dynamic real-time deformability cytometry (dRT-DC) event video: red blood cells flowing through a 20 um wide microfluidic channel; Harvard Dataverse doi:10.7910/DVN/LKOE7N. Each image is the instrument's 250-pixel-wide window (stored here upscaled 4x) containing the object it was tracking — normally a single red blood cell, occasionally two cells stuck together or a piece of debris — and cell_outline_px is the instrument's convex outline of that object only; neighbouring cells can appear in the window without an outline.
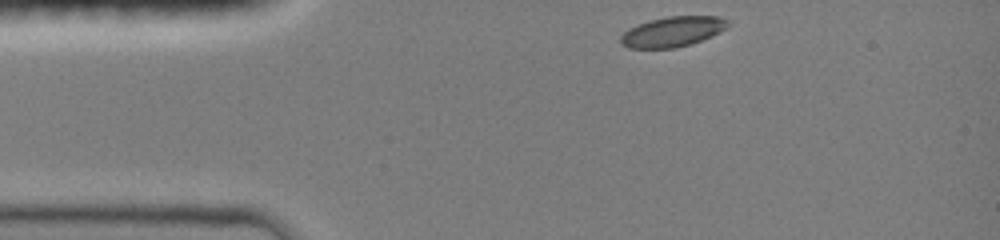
{"species": "common noctule bat (a hibernating species)", "species_latin": "Nyctalus noctula", "temperature_condition": "room temperature", "stored_images_in_passage": 35, "camera_frame_rate_fps": 3000, "um_per_image_px": 0.085, "animal": {"sex": "female", "body_mass_g": 19.0, "forearm_length_mm": 51.5}, "frame": {"image": 1, "passage_image": 1, "time_ms": 0.0, "image_size_px": [1000, 240], "cell_outline_px": [[732, 24], [720, 32], [712, 36], [676, 48], [628, 48], [620, 44], [620, 36], [628, 28], [648, 20], [668, 16], [720, 16], [728, 20]], "centroid_in_image_um": [57.17, 2.68], "position_along_channel_um": 27.8, "area_um2": 19.02}}
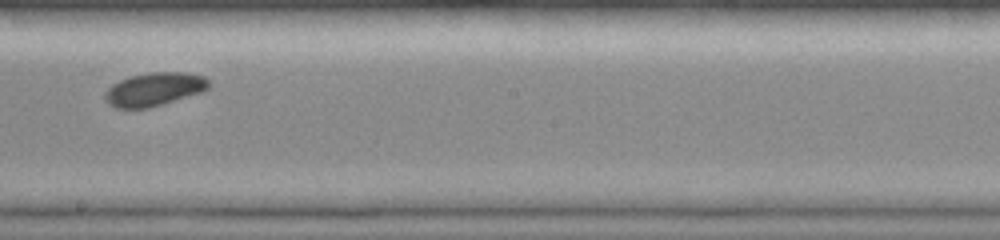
{"frame": {"image": 2, "passage_image": 20, "time_ms": 6.333, "image_size_px": [1000, 240], "cell_outline_px": [[212, 84], [208, 88], [200, 92], [148, 108], [116, 108], [108, 104], [104, 100], [104, 92], [112, 84], [128, 76], [148, 72], [188, 72], [204, 76]], "centroid_in_image_um": [13.08, 7.57], "position_along_channel_um": 235.1, "area_um2": 20.29}}
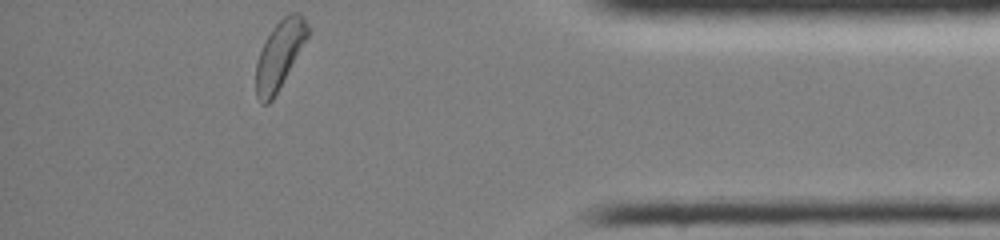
{"frame": {"image": 3, "passage_image": 35, "time_ms": 11.333, "image_size_px": [1000, 240], "cell_outline_px": [[308, 36], [272, 100], [268, 104], [260, 104], [256, 96], [256, 64], [260, 52], [272, 28], [284, 16], [292, 12], [300, 12], [304, 16], [308, 24]], "centroid_in_image_um": [23.75, 4.65], "position_along_channel_um": 411.4, "area_um2": 20.0}, "authors_computed_cell_mechanics": {"area_um2": 20.0566, "velocity_mm_per_s": 3.9983, "shape_relaxation_time_tau1_ms": 1.7963, "shape_relaxation_time_tau2_ms": null, "deformation_change_tau1": 0.0666, "deformation_change_tau2": null}}